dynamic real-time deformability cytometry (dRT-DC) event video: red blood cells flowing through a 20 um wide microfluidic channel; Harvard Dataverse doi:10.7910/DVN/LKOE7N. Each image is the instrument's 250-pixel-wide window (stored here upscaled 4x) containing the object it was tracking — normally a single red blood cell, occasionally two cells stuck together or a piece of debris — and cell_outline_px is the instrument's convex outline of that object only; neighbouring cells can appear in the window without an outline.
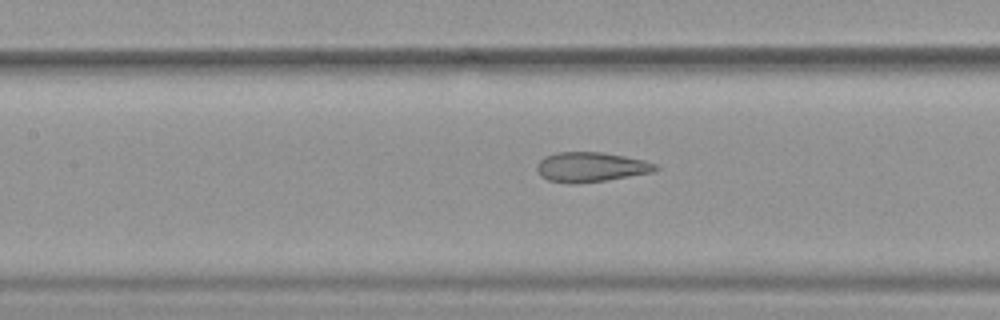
{"species": "common noctule bat (a hibernating species)", "species_latin": "Nyctalus noctula", "temperature_condition": "warm", "stored_images_in_passage": 20, "camera_frame_rate_fps": 3000, "um_per_image_px": 0.085, "animal": {"sex": "female", "body_mass_g": 19.9}, "frame": {"image": 1, "passage_image": 15, "time_ms": 4.667, "image_size_px": [1000, 320], "cell_outline_px": [[660, 168], [656, 172], [608, 180], [576, 184], [568, 184], [548, 180], [540, 176], [536, 168], [536, 164], [544, 156], [556, 152], [604, 152], [644, 160], [656, 164]], "centroid_in_image_um": [50.23, 14.21], "position_along_channel_um": 157.2, "area_um2": 20.98}}